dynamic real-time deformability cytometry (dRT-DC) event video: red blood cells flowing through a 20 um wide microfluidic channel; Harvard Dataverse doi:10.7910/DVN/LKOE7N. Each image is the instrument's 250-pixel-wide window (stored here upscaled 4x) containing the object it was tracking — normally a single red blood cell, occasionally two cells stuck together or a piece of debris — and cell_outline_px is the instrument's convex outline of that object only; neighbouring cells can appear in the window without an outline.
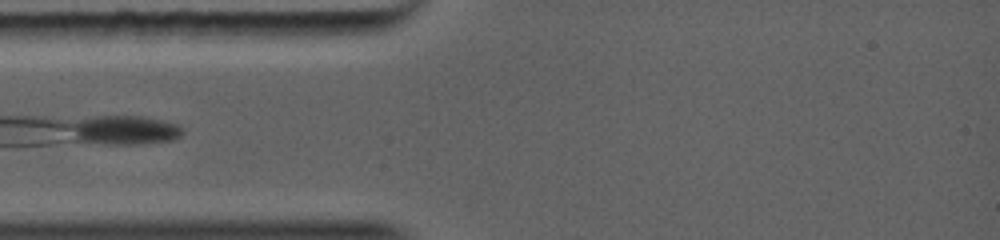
{"species": "common noctule bat (a hibernating species)", "species_latin": "Nyctalus noctula", "temperature_condition": "warm", "stored_images_in_passage": 1, "camera_frame_rate_fps": 5000, "um_per_image_px": 0.085, "animal": {"sex": "female", "body_mass_g": 19.0, "forearm_length_mm": 56.7}, "frame": {"image": 1, "passage_image": 1, "time_ms": 0.0, "image_size_px": [1000, 240], "cell_outline_px": [[180, 132], [176, 136], [168, 140], [136, 144], [104, 144], [76, 140], [76, 124], [92, 120], [116, 116], [124, 116], [148, 120], [168, 124], [176, 128]], "centroid_in_image_um": [10.55, 11.14], "position_along_channel_um": 74.4, "area_um2": 16.3}}